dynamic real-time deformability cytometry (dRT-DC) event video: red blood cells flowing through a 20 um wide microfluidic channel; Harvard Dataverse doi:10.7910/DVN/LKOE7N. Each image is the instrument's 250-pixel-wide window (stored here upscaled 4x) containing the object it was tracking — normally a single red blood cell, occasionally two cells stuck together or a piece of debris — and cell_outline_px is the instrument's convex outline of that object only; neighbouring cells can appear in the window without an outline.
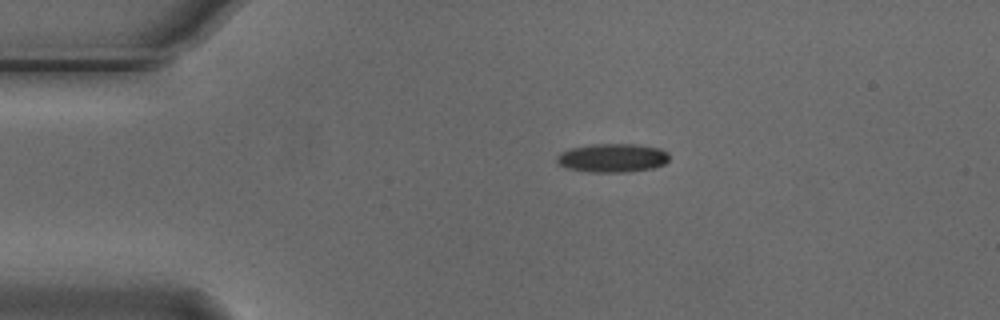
{"species": "Egyptian fruit bat (a non-hibernating species)", "species_latin": "Rousettus aegyptiacus", "temperature_condition": "cold", "stored_images_in_passage": 17, "camera_frame_rate_fps": 3000, "um_per_image_px": 0.085, "animal": {"sex": "male"}, "frame": {"image": 1, "passage_image": 1, "time_ms": 0.0, "image_size_px": [1000, 320], "cell_outline_px": [[668, 160], [664, 164], [652, 168], [628, 172], [592, 172], [568, 168], [560, 164], [556, 160], [556, 156], [560, 152], [572, 148], [592, 144], [636, 144], [660, 148], [668, 152]], "centroid_in_image_um": [52.07, 13.41], "position_along_channel_um": 32.9, "area_um2": 18.73}}
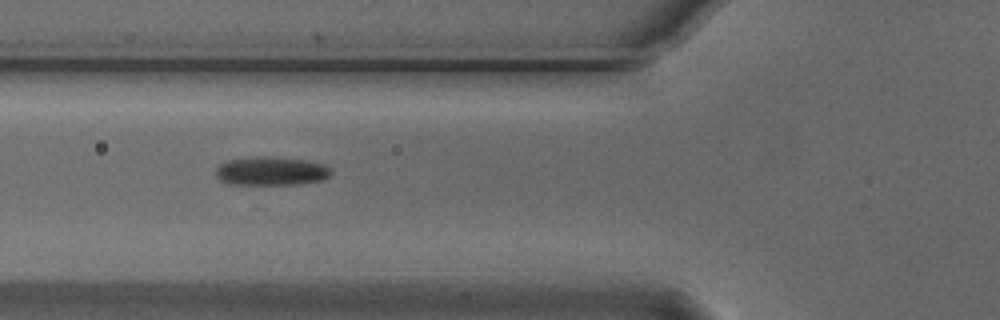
{"frame": {"image": 2, "passage_image": 10, "time_ms": 3.0, "image_size_px": [1000, 320], "cell_outline_px": [[332, 172], [324, 180], [296, 184], [232, 184], [220, 180], [216, 176], [216, 168], [220, 164], [228, 160], [256, 156], [272, 156], [308, 160], [324, 164]], "centroid_in_image_um": [23.05, 14.53], "position_along_channel_um": 102.7, "area_um2": 19.31}}
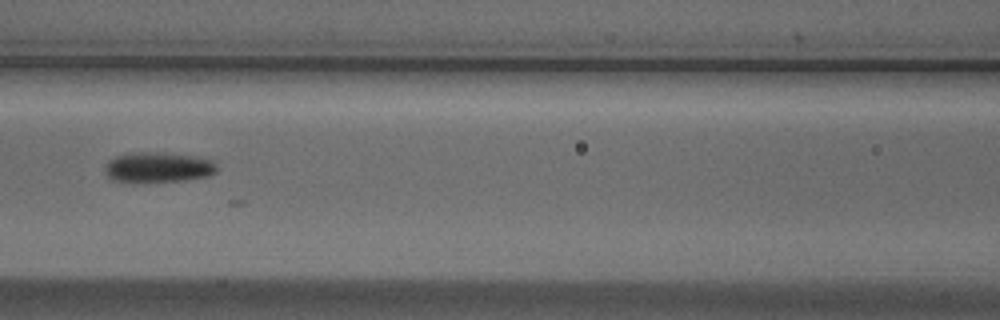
{"frame": {"image": 3, "passage_image": 14, "time_ms": 4.333, "image_size_px": [1000, 320], "cell_outline_px": [[216, 172], [208, 176], [184, 180], [132, 184], [108, 180], [104, 172], [104, 164], [108, 160], [116, 156], [128, 152], [160, 152], [196, 156], [212, 160], [216, 164]], "centroid_in_image_um": [13.33, 14.24], "position_along_channel_um": 153.3, "area_um2": 20.63}}